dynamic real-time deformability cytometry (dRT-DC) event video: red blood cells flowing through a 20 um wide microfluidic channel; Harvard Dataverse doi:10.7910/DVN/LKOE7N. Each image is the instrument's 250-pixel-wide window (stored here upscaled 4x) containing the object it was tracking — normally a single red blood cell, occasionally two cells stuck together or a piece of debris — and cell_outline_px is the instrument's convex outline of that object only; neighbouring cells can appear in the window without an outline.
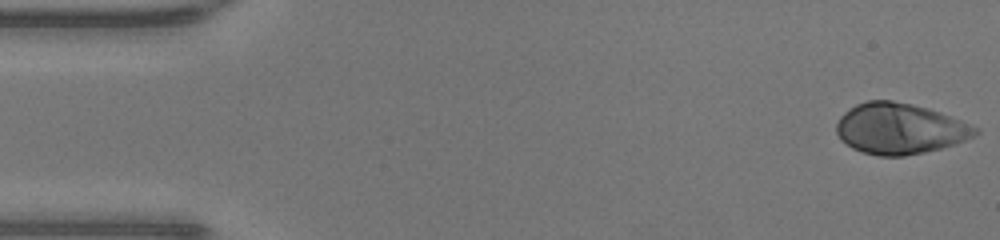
{"species": "human", "species_latin": "Homo sapiens", "temperature_condition": "warm", "stored_images_in_passage": 47, "camera_frame_rate_fps": 3000, "um_per_image_px": 0.085, "donor": {"sex": "male"}, "frame": {"image": 1, "passage_image": 1, "time_ms": 0.0, "image_size_px": [1000, 240], "cell_outline_px": [[980, 132], [964, 140], [940, 148], [924, 152], [904, 156], [880, 156], [864, 152], [852, 148], [840, 140], [836, 132], [836, 124], [840, 116], [844, 112], [856, 104], [868, 100], [892, 100], [912, 104], [928, 108], [940, 112], [980, 128]], "centroid_in_image_um": [76.45, 10.93], "position_along_channel_um": 8.6, "area_um2": 41.04}}
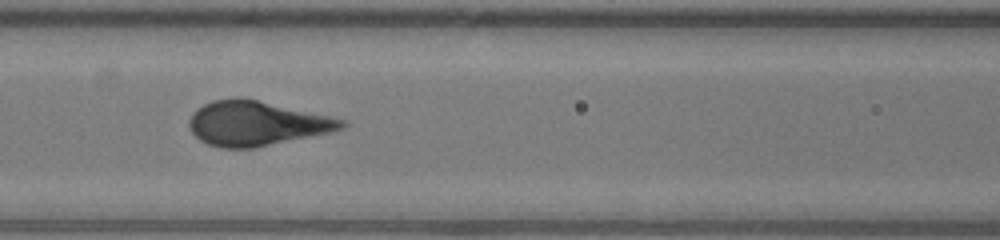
{"frame": {"image": 2, "passage_image": 20, "time_ms": 6.333, "image_size_px": [1000, 240], "cell_outline_px": [[348, 124], [344, 128], [332, 132], [252, 148], [220, 148], [208, 144], [200, 140], [192, 132], [188, 124], [188, 120], [192, 112], [196, 108], [212, 100], [236, 96], [240, 96], [332, 116], [344, 120]], "centroid_in_image_um": [21.79, 10.47], "position_along_channel_um": 144.8, "area_um2": 39.94}}
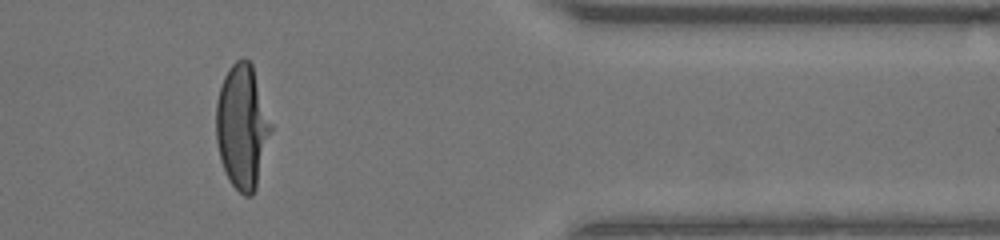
{"frame": {"image": 3, "passage_image": 39, "time_ms": 12.667, "image_size_px": [1000, 240], "cell_outline_px": [[272, 128], [256, 188], [252, 196], [244, 196], [232, 184], [220, 160], [216, 140], [216, 100], [224, 76], [228, 68], [236, 60], [244, 56], [252, 64], [272, 124]], "centroid_in_image_um": [20.58, 10.73], "position_along_channel_um": 390.8, "area_um2": 39.59}}